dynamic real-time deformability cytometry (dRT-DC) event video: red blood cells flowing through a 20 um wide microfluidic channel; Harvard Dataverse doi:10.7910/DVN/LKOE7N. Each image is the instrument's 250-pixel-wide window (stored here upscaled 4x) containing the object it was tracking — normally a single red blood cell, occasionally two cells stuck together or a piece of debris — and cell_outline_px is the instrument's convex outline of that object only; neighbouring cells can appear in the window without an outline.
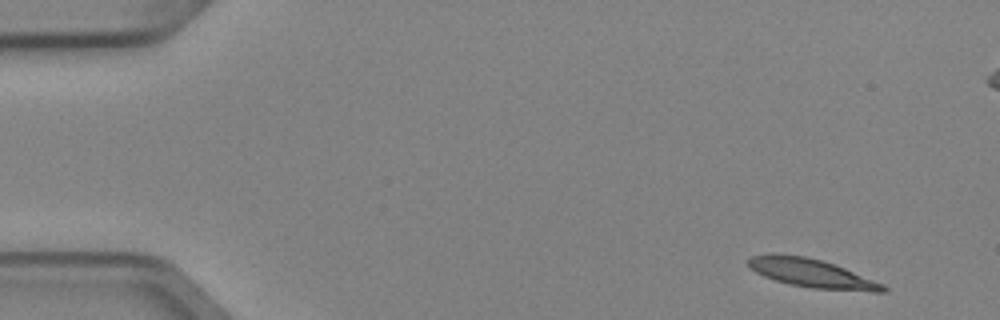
{"species": "Egyptian fruit bat (a non-hibernating species)", "species_latin": "Rousettus aegyptiacus", "temperature_condition": "cold", "stored_images_in_passage": 5, "segment_of_instrument_passage": [1, 2], "camera_frame_rate_fps": 3000, "um_per_image_px": 0.085, "animal": {"sex": "female"}, "frame": {"image": 1, "passage_image": 1, "time_ms": 0.0, "image_size_px": [1000, 320], "cell_outline_px": [[888, 292], [872, 292], [812, 288], [788, 284], [764, 276], [756, 272], [748, 264], [748, 260], [752, 256], [772, 252], [776, 252], [804, 256], [820, 260], [844, 268], [884, 284], [888, 288]], "centroid_in_image_um": [69.0, 23.22], "position_along_channel_um": 16.0, "area_um2": 22.48}}